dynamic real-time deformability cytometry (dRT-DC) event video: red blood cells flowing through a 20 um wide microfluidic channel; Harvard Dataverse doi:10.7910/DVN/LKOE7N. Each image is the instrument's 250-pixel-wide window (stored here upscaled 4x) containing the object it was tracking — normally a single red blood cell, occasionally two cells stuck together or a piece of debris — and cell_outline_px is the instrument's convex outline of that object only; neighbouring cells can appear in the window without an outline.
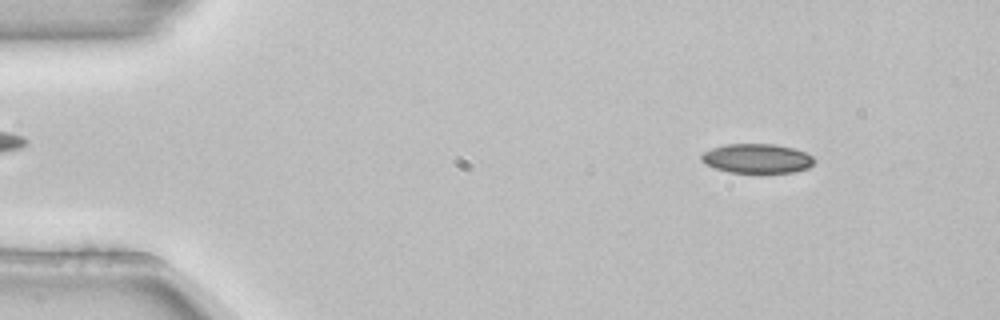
{"species": "common noctule bat (a hibernating species)", "species_latin": "Nyctalus noctula", "temperature_condition": "room temperature", "stored_images_in_passage": 3, "camera_frame_rate_fps": 3000, "um_per_image_px": 0.085, "animal": {"sex": "female", "body_mass_g": 22.7, "forearm_length_mm": 54.2}, "frame": {"image": 1, "passage_image": 1, "time_ms": 0.0, "image_size_px": [1000, 320], "cell_outline_px": [[816, 160], [808, 168], [792, 172], [728, 172], [704, 164], [700, 160], [700, 156], [704, 152], [712, 148], [724, 144], [772, 144], [796, 148], [812, 156]], "centroid_in_image_um": [64.33, 13.46], "position_along_channel_um": 20.7, "area_um2": 19.31}}
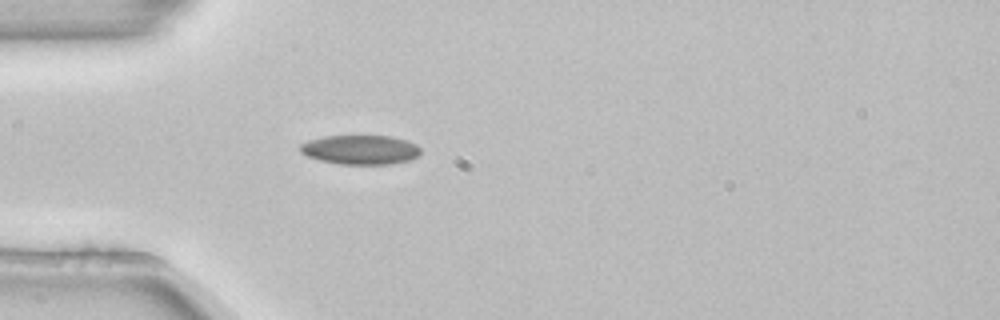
{"frame": {"image": 2, "passage_image": 3, "time_ms": 0.667, "image_size_px": [1000, 320], "cell_outline_px": [[420, 152], [416, 156], [408, 160], [392, 164], [340, 164], [320, 160], [308, 156], [300, 152], [300, 144], [308, 140], [324, 136], [392, 136], [408, 140], [416, 144], [420, 148]], "centroid_in_image_um": [30.63, 12.72], "position_along_channel_um": 54.4, "area_um2": 20.58}}